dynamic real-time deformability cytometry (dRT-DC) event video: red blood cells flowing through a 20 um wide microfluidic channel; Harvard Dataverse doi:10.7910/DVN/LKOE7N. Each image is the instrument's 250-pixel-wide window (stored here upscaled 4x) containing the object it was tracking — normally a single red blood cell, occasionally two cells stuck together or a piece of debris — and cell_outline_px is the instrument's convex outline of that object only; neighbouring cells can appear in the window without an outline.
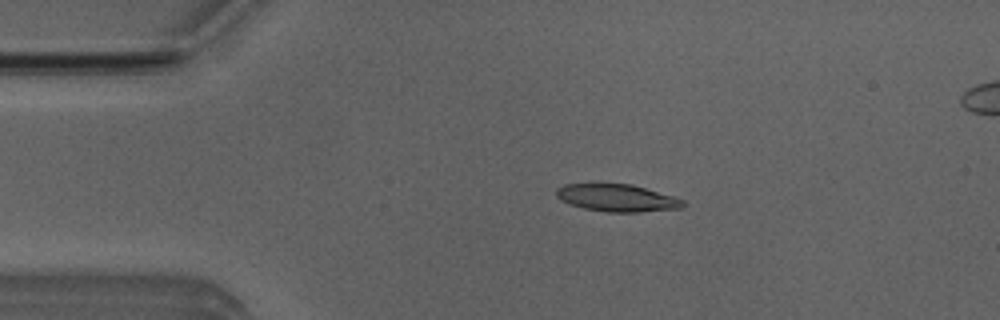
{"species": "Egyptian fruit bat (a non-hibernating species)", "species_latin": "Rousettus aegyptiacus", "temperature_condition": "room temperature", "stored_images_in_passage": 48, "segment_of_instrument_passage": [1, 2], "camera_frame_rate_fps": 3000, "um_per_image_px": 0.085, "animal": {"sex": "male"}, "frame": {"image": 1, "passage_image": 6, "time_ms": 1.667, "image_size_px": [1000, 320], "cell_outline_px": [[684, 204], [680, 208], [640, 212], [604, 212], [584, 208], [568, 204], [560, 200], [556, 196], [556, 188], [564, 184], [596, 180], [600, 180], [632, 184], [672, 196], [684, 200]], "centroid_in_image_um": [52.32, 16.76], "position_along_channel_um": 32.7, "area_um2": 21.15}}
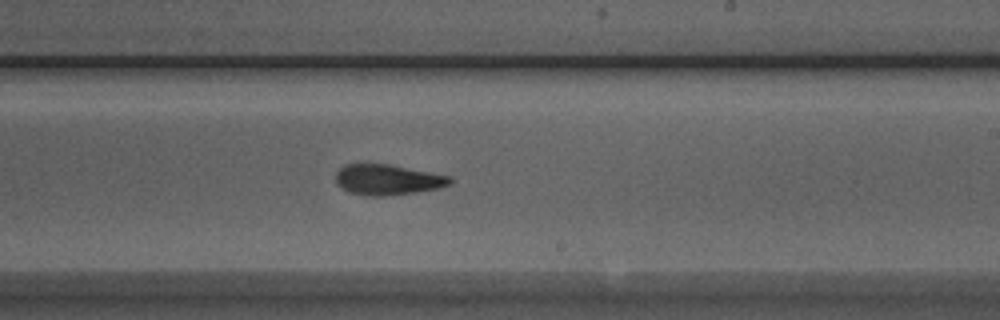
{"frame": {"image": 2, "passage_image": 26, "time_ms": 8.333, "image_size_px": [1000, 320], "cell_outline_px": [[452, 184], [436, 188], [416, 192], [384, 196], [368, 196], [348, 192], [336, 184], [336, 172], [344, 164], [392, 164], [452, 176]], "centroid_in_image_um": [32.95, 15.26], "position_along_channel_um": 256.0, "area_um2": 20.52}}
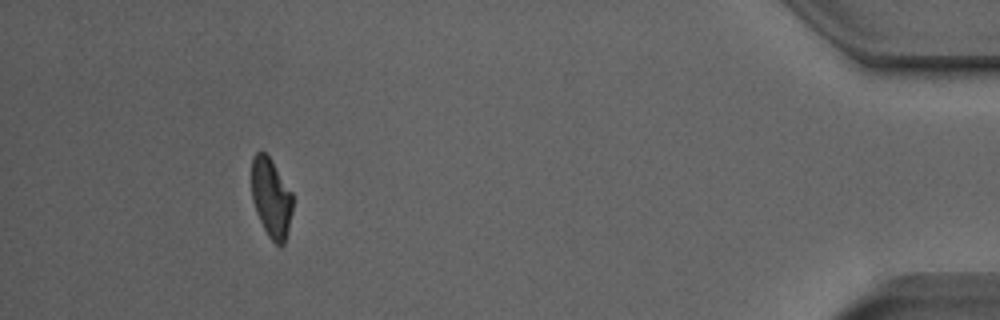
{"frame": {"image": 3, "passage_image": 43, "time_ms": 14.0, "image_size_px": [1000, 320], "cell_outline_px": [[292, 212], [288, 232], [284, 244], [276, 244], [268, 236], [256, 212], [252, 200], [252, 156], [256, 152], [264, 152], [272, 160], [292, 192]], "centroid_in_image_um": [23.05, 16.81], "position_along_channel_um": 412.1, "area_um2": 18.96}}